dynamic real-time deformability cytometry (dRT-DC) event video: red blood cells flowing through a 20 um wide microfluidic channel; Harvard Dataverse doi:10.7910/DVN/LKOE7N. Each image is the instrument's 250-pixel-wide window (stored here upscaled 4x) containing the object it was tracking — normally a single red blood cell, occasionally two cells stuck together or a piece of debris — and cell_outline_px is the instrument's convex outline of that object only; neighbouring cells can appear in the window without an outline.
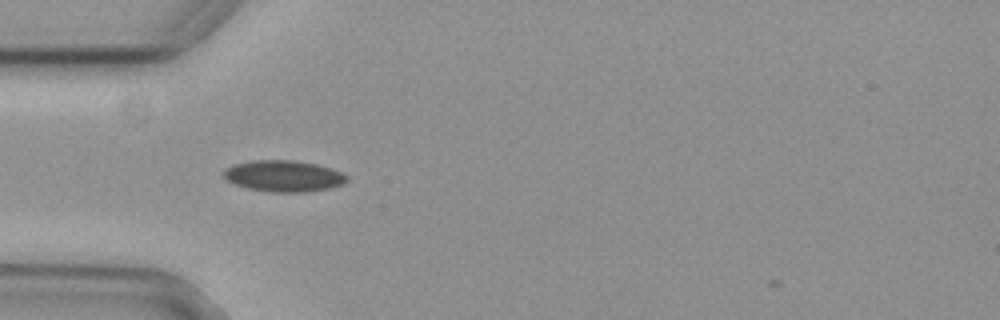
{"species": "common noctule bat (a hibernating species)", "species_latin": "Nyctalus noctula", "temperature_condition": "cold", "stored_images_in_passage": 12, "camera_frame_rate_fps": 3000, "um_per_image_px": 0.085, "animal": {"sex": "female", "body_mass_g": 29.2, "forearm_length_mm": 56.3}, "frame": {"image": 1, "passage_image": 2, "time_ms": 0.333, "image_size_px": [1000, 320], "cell_outline_px": [[348, 180], [344, 184], [328, 188], [304, 192], [268, 192], [248, 188], [224, 180], [224, 168], [232, 164], [252, 160], [292, 160], [316, 164], [332, 168], [344, 172], [348, 176]], "centroid_in_image_um": [24.11, 14.95], "position_along_channel_um": 60.9, "area_um2": 22.72}}
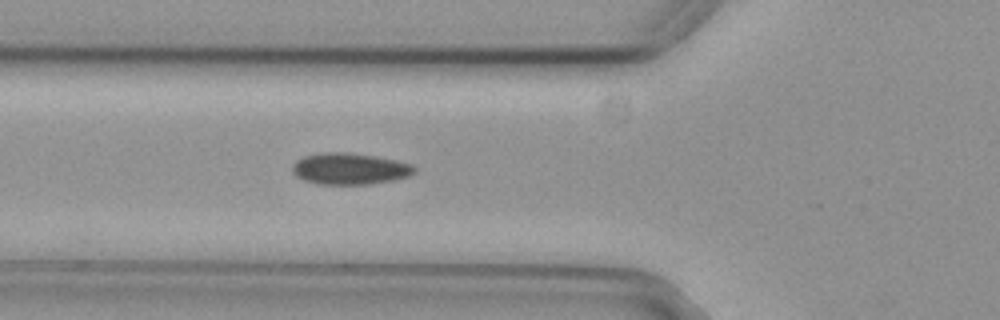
{"frame": {"image": 2, "passage_image": 5, "time_ms": 1.333, "image_size_px": [1000, 320], "cell_outline_px": [[416, 172], [408, 176], [392, 180], [368, 184], [316, 184], [304, 180], [296, 176], [292, 172], [292, 164], [296, 160], [304, 156], [324, 152], [348, 152], [376, 156], [396, 160], [412, 164], [416, 168]], "centroid_in_image_um": [29.71, 14.34], "position_along_channel_um": 96.1, "area_um2": 22.48}}
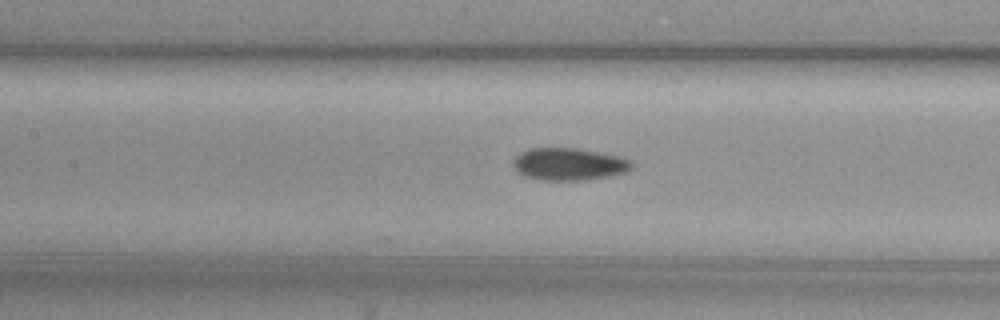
{"frame": {"image": 3, "passage_image": 10, "time_ms": 3.0, "image_size_px": [1000, 320], "cell_outline_px": [[632, 168], [628, 172], [608, 176], [584, 180], [540, 180], [524, 176], [512, 164], [512, 160], [520, 152], [528, 148], [580, 148], [624, 156], [632, 164]], "centroid_in_image_um": [48.38, 13.94], "position_along_channel_um": 159.0, "area_um2": 22.6}}